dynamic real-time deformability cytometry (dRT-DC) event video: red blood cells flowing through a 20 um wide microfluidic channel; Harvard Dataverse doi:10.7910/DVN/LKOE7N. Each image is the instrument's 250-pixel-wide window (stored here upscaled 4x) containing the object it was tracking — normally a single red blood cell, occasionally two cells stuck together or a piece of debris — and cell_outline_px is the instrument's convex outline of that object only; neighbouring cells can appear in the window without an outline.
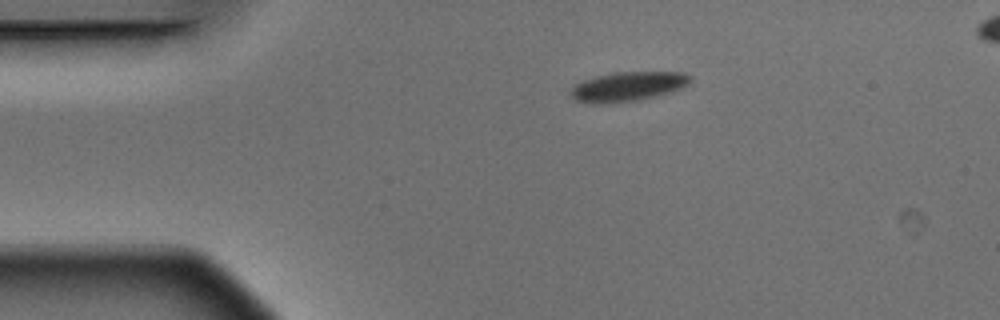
{"species": "Egyptian fruit bat (a non-hibernating species)", "species_latin": "Rousettus aegyptiacus", "temperature_condition": "warm", "stored_images_in_passage": 6, "camera_frame_rate_fps": 3000, "um_per_image_px": 0.085, "animal": {"sex": "male"}, "frame": {"image": 1, "passage_image": 1, "time_ms": 0.0, "image_size_px": [1000, 320], "cell_outline_px": [[692, 80], [680, 88], [652, 96], [636, 100], [592, 104], [576, 100], [572, 96], [572, 88], [576, 84], [584, 80], [596, 76], [616, 72], [684, 72], [692, 76]], "centroid_in_image_um": [53.37, 7.33], "position_along_channel_um": 31.6, "area_um2": 19.94}}
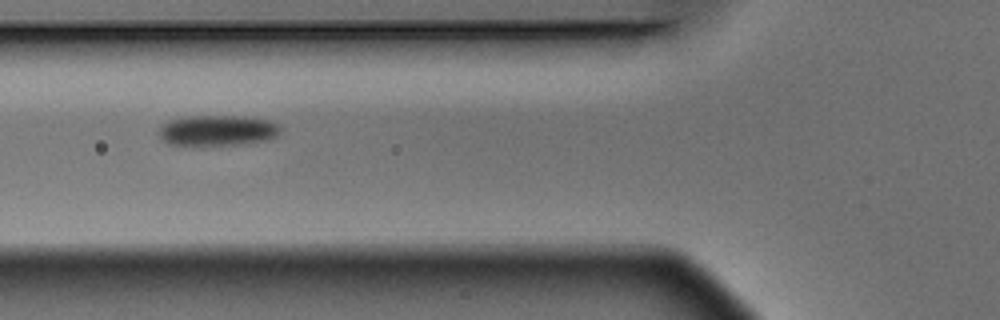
{"frame": {"image": 2, "passage_image": 3, "time_ms": 0.667, "image_size_px": [1000, 320], "cell_outline_px": [[280, 132], [276, 136], [268, 140], [244, 144], [192, 148], [168, 144], [160, 140], [156, 132], [164, 124], [172, 120], [188, 116], [244, 116], [268, 120], [280, 124]], "centroid_in_image_um": [18.43, 11.14], "position_along_channel_um": 107.4, "area_um2": 22.72}}
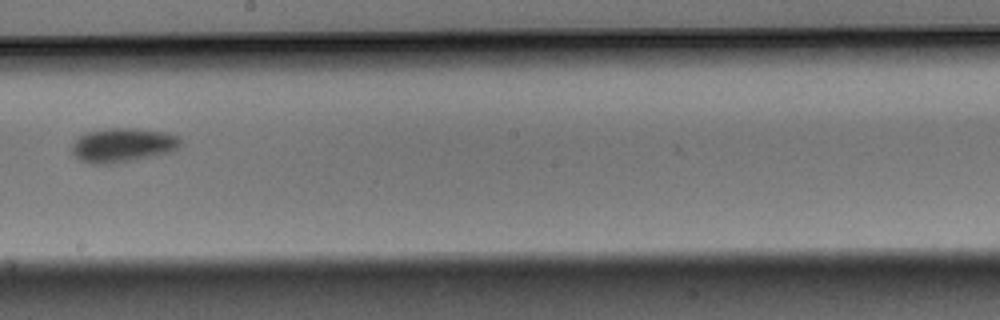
{"frame": {"image": 3, "passage_image": 6, "time_ms": 1.667, "image_size_px": [1000, 320], "cell_outline_px": [[180, 148], [172, 152], [156, 156], [108, 164], [92, 164], [80, 160], [72, 152], [72, 144], [80, 136], [88, 132], [108, 128], [136, 128], [168, 132], [176, 136], [180, 140]], "centroid_in_image_um": [10.47, 12.33], "position_along_channel_um": 237.7, "area_um2": 21.68}}